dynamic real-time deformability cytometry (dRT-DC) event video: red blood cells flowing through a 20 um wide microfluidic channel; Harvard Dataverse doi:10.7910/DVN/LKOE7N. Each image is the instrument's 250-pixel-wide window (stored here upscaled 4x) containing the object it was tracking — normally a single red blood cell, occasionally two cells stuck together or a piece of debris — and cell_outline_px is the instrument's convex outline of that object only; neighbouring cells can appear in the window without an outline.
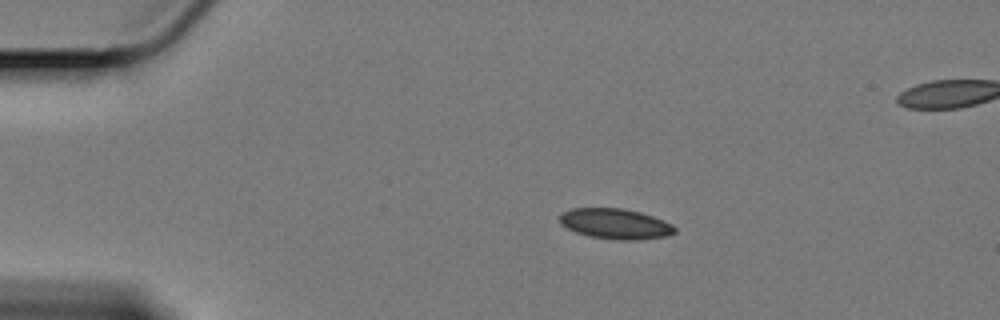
{"species": "Egyptian fruit bat (a non-hibernating species)", "species_latin": "Rousettus aegyptiacus", "temperature_condition": "cold", "stored_images_in_passage": 42, "camera_frame_rate_fps": 3000, "um_per_image_px": 0.085, "animal": {"sex": "female"}, "frame": {"image": 1, "passage_image": 1, "time_ms": 0.0, "image_size_px": [1000, 320], "cell_outline_px": [[676, 232], [664, 236], [636, 240], [616, 240], [588, 236], [576, 232], [560, 224], [560, 212], [572, 208], [624, 208], [640, 212], [664, 220], [672, 224], [676, 228]], "centroid_in_image_um": [52.29, 19.02], "position_along_channel_um": 32.7, "area_um2": 20.46}}
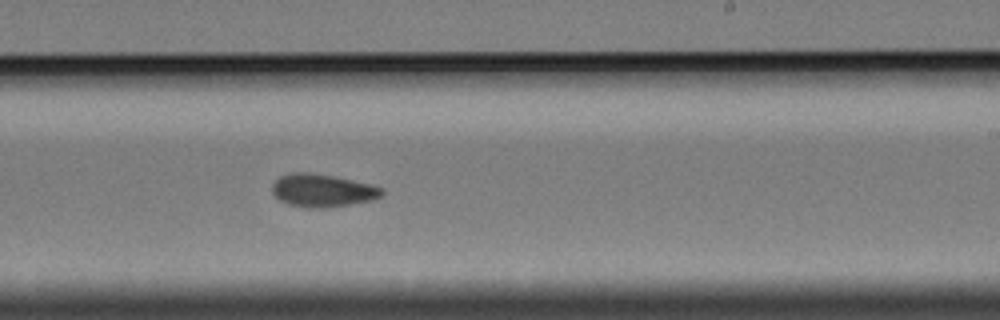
{"frame": {"image": 2, "passage_image": 26, "time_ms": 8.333, "image_size_px": [1000, 320], "cell_outline_px": [[384, 192], [380, 196], [372, 200], [352, 204], [324, 208], [308, 208], [288, 204], [280, 200], [272, 192], [272, 184], [280, 176], [292, 172], [304, 172], [332, 176], [352, 180], [368, 184], [380, 188]], "centroid_in_image_um": [27.37, 16.2], "position_along_channel_um": 261.6, "area_um2": 20.75}}
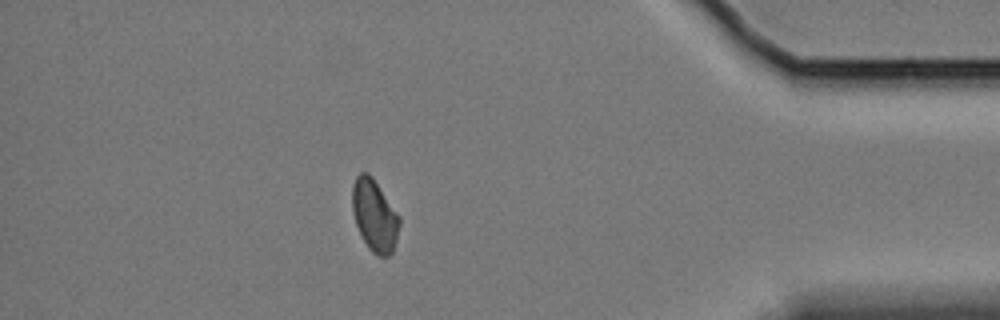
{"frame": {"image": 3, "passage_image": 42, "time_ms": 13.667, "image_size_px": [1000, 320], "cell_outline_px": [[400, 224], [396, 240], [392, 252], [388, 256], [376, 256], [368, 248], [356, 224], [352, 212], [352, 184], [356, 176], [360, 172], [368, 172], [372, 176], [400, 216]], "centroid_in_image_um": [31.83, 18.3], "position_along_channel_um": 403.4, "area_um2": 19.83}, "authors_computed_cell_mechanics": {"area_um2": 20.5479, "velocity_mm_per_s": 3.3415, "shape_relaxation_time_tau1_ms": 9.3959, "shape_relaxation_time_tau2_ms": 3.4756, "deformation_change_tau1": 0.116, "deformation_change_tau2": 0.0799}}